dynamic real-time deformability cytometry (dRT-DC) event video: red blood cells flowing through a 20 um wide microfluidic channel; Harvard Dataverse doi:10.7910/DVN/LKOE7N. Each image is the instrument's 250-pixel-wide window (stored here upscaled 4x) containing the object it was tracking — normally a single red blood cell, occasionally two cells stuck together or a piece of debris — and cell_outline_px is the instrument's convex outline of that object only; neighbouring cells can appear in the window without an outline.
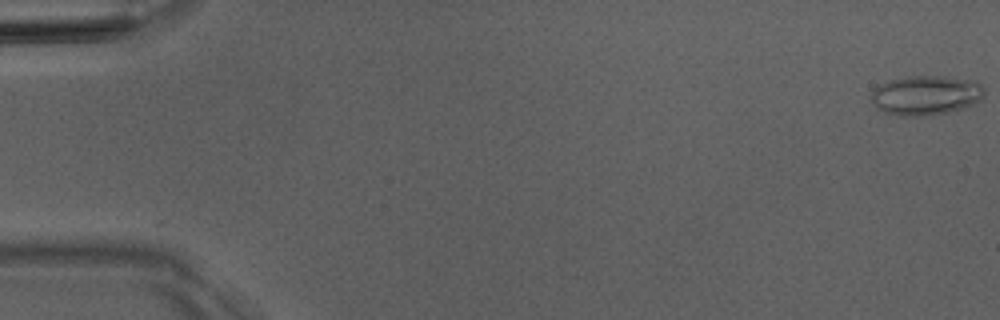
{"species": "Egyptian fruit bat (a non-hibernating species)", "species_latin": "Rousettus aegyptiacus", "temperature_condition": "room temperature", "stored_images_in_passage": 17, "camera_frame_rate_fps": 3000, "um_per_image_px": 0.085, "animal": {"sex": "male"}, "frame": {"image": 1, "passage_image": 1, "time_ms": 0.0, "image_size_px": [1000, 320], "cell_outline_px": [[984, 96], [980, 100], [964, 108], [948, 112], [928, 116], [896, 116], [884, 112], [876, 108], [872, 104], [868, 96], [880, 84], [888, 80], [908, 76], [944, 76], [976, 80], [984, 88]], "centroid_in_image_um": [78.67, 8.1], "position_along_channel_um": 6.3, "area_um2": 26.59}}